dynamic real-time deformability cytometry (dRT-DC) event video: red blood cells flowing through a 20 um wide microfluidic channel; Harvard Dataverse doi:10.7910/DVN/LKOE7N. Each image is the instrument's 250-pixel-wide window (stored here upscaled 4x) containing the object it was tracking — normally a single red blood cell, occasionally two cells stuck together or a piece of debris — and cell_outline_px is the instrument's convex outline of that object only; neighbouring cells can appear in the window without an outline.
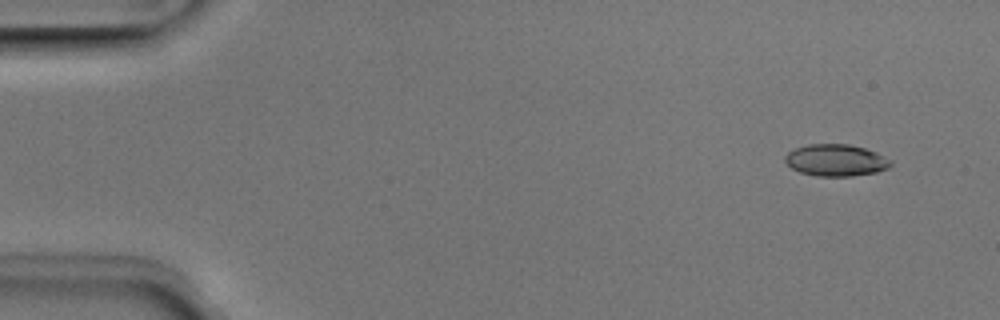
{"species": "Egyptian fruit bat (a non-hibernating species)", "species_latin": "Rousettus aegyptiacus", "temperature_condition": "room temperature", "stored_images_in_passage": 5, "camera_frame_rate_fps": 3000, "um_per_image_px": 0.085, "animal": {"sex": "male"}, "frame": {"image": 1, "passage_image": 2, "time_ms": 0.333, "image_size_px": [1000, 320], "cell_outline_px": [[892, 164], [888, 168], [876, 172], [852, 176], [816, 176], [800, 172], [792, 168], [784, 160], [784, 156], [788, 152], [796, 148], [808, 144], [848, 144], [864, 148], [876, 152], [892, 160]], "centroid_in_image_um": [71.05, 13.62], "position_along_channel_um": 13.9, "area_um2": 19.59}}
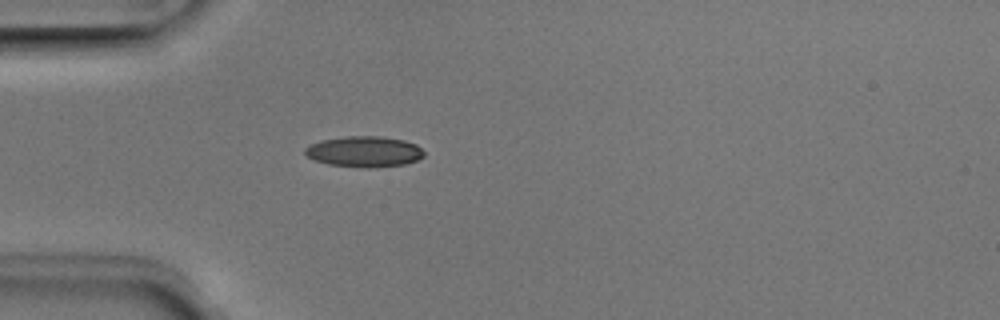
{"frame": {"image": 2, "passage_image": 5, "time_ms": 1.333, "image_size_px": [1000, 320], "cell_outline_px": [[424, 156], [416, 160], [404, 164], [368, 168], [328, 164], [312, 160], [304, 152], [304, 148], [320, 140], [348, 136], [380, 136], [404, 140], [416, 144], [424, 152]], "centroid_in_image_um": [30.94, 12.88], "position_along_channel_um": 54.1, "area_um2": 21.27}}